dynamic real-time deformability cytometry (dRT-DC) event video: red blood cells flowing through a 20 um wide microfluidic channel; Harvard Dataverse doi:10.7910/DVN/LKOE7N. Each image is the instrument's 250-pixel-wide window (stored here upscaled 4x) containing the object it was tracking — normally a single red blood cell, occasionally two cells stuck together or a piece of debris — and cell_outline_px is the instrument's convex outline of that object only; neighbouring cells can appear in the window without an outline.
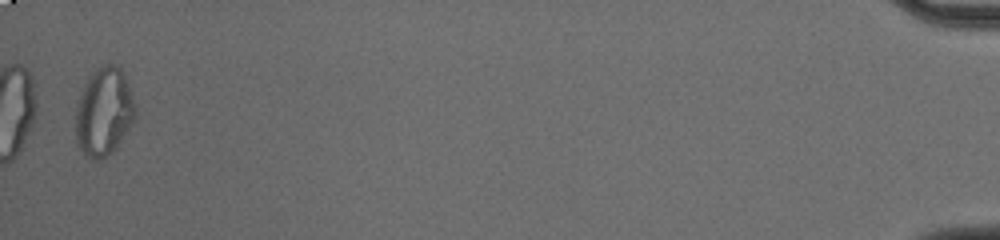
{"species": "common noctule bat (a hibernating species)", "species_latin": "Nyctalus noctula", "temperature_condition": "cold", "stored_images_in_passage": 40, "segment_of_instrument_passage": [2, 2], "camera_frame_rate_fps": 3000, "um_per_image_px": 0.085, "animal": {"sex": "male", "body_mass_g": 20.0, "forearm_length_mm": 53.3}, "frame": {"image": 1, "passage_image": 39, "time_ms": 12.667, "image_size_px": [1000, 240], "cell_outline_px": [[132, 120], [120, 140], [112, 152], [100, 160], [96, 160], [88, 156], [76, 144], [76, 108], [84, 84], [92, 72], [104, 64], [116, 64], [124, 72], [132, 100]], "centroid_in_image_um": [8.77, 9.48], "position_along_channel_um": 426.4, "area_um2": 29.59}}